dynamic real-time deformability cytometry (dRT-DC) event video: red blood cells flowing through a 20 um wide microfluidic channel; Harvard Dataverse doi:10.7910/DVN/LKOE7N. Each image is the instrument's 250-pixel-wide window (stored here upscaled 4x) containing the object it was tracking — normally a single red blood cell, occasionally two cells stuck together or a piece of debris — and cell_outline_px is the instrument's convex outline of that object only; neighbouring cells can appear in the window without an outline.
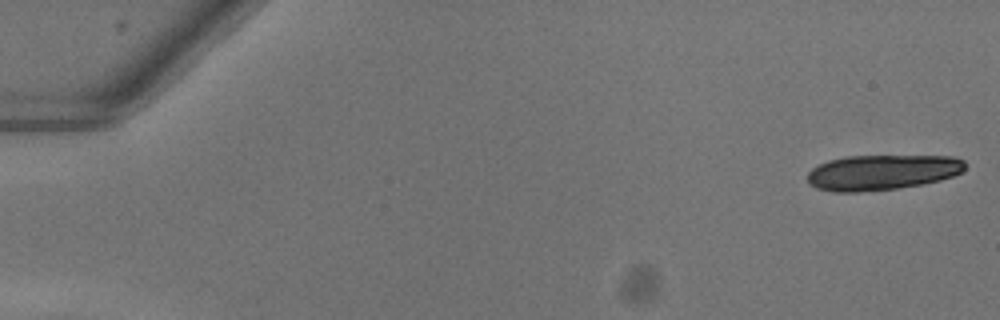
{"species": "common noctule bat (a hibernating species)", "species_latin": "Nyctalus noctula", "temperature_condition": "warm", "stored_images_in_passage": 19, "camera_frame_rate_fps": 3000, "um_per_image_px": 0.085, "animal": {"sex": "female"}, "frame": {"image": 1, "passage_image": 1, "time_ms": 0.0, "image_size_px": [1000, 320], "cell_outline_px": [[964, 168], [960, 172], [952, 176], [940, 180], [924, 184], [896, 188], [856, 192], [832, 192], [816, 188], [808, 184], [808, 172], [812, 168], [828, 160], [844, 156], [952, 156], [964, 160]], "centroid_in_image_um": [74.93, 14.65], "position_along_channel_um": 10.1, "area_um2": 32.43}}